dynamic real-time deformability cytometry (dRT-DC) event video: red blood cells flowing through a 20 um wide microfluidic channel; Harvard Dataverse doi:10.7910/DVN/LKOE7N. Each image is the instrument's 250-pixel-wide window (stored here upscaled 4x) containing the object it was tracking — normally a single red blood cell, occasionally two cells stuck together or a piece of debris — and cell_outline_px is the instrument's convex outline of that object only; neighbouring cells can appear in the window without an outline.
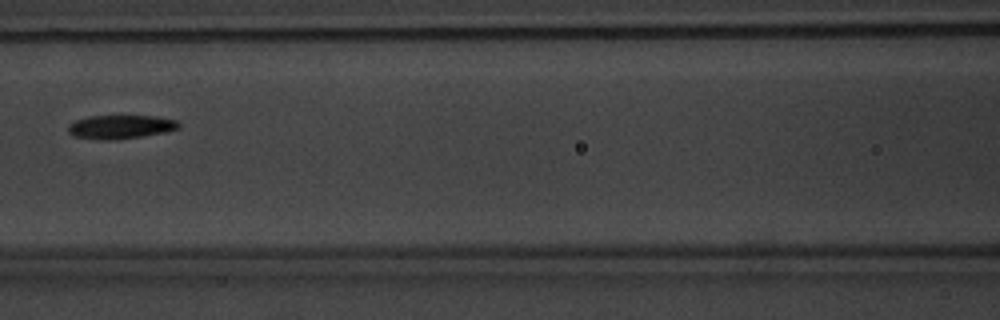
{"species": "common noctule bat (a hibernating species)", "species_latin": "Nyctalus noctula", "temperature_condition": "warm", "stored_images_in_passage": 4, "camera_frame_rate_fps": 3000, "um_per_image_px": 0.085, "animal": {"sex": "male", "body_mass_g": 20.1, "forearm_length_mm": 53.5}, "frame": {"image": 1, "passage_image": 4, "time_ms": 3.333, "image_size_px": [1000, 320], "cell_outline_px": [[180, 128], [164, 132], [116, 140], [100, 140], [72, 136], [68, 132], [68, 124], [76, 120], [88, 116], [160, 116], [176, 120], [180, 124]], "centroid_in_image_um": [10.22, 10.78], "position_along_channel_um": 156.4, "area_um2": 15.37}}